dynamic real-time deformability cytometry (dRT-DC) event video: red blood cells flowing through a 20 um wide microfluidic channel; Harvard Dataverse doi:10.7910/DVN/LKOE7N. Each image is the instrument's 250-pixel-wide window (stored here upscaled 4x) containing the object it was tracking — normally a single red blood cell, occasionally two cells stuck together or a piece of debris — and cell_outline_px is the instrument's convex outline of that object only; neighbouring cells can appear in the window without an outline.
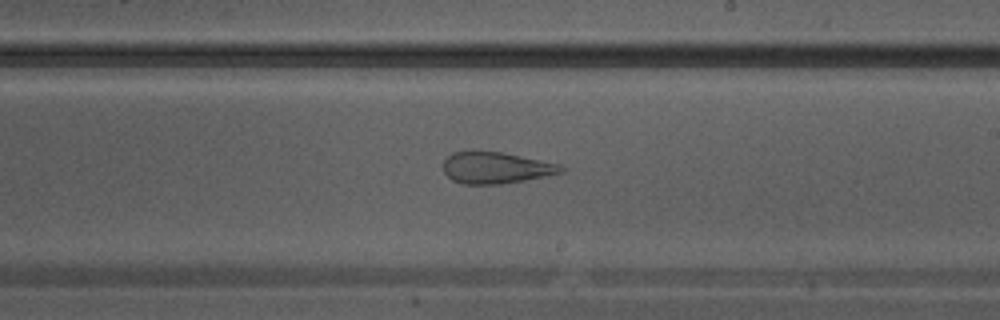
{"species": "Egyptian fruit bat (a non-hibernating species)", "species_latin": "Rousettus aegyptiacus", "temperature_condition": "warm", "stored_images_in_passage": 30, "camera_frame_rate_fps": 3000, "um_per_image_px": 0.085, "animal": {"sex": "male"}, "frame": {"image": 1, "passage_image": 18, "time_ms": 5.667, "image_size_px": [1000, 320], "cell_outline_px": [[568, 168], [564, 172], [524, 180], [500, 184], [464, 184], [452, 180], [444, 172], [444, 160], [452, 152], [500, 152], [560, 164]], "centroid_in_image_um": [42.18, 14.27], "position_along_channel_um": 246.8, "area_um2": 21.33}}